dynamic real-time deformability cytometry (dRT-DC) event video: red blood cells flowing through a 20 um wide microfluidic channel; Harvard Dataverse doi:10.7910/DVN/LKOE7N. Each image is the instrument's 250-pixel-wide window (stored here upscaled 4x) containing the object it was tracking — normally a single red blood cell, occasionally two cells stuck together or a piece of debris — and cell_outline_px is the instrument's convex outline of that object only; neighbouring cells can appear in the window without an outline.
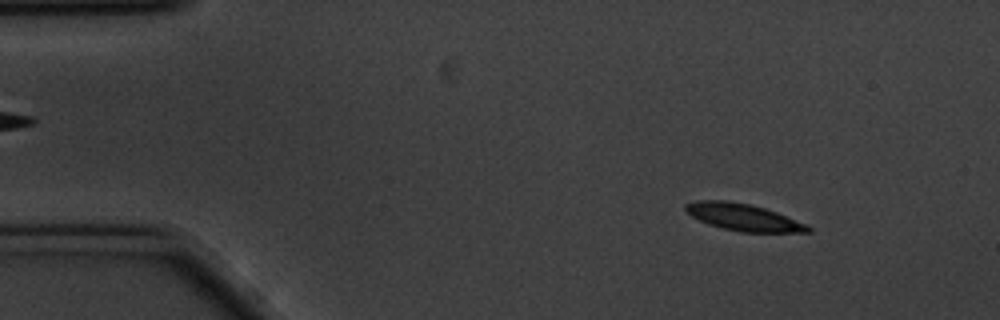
{"species": "common noctule bat (a hibernating species)", "species_latin": "Nyctalus noctula", "temperature_condition": "cold", "stored_images_in_passage": 58, "camera_frame_rate_fps": 3000, "um_per_image_px": 0.085, "animal": {"sex": "male", "body_mass_g": 20.1, "forearm_length_mm": 53.5}, "frame": {"image": 1, "passage_image": 7, "time_ms": 2.0, "image_size_px": [1000, 320], "cell_outline_px": [[812, 232], [740, 232], [708, 224], [692, 216], [684, 208], [684, 204], [696, 200], [728, 200], [752, 204], [776, 212], [808, 224], [812, 228]], "centroid_in_image_um": [63.2, 18.45], "position_along_channel_um": 21.8, "area_um2": 19.31}}
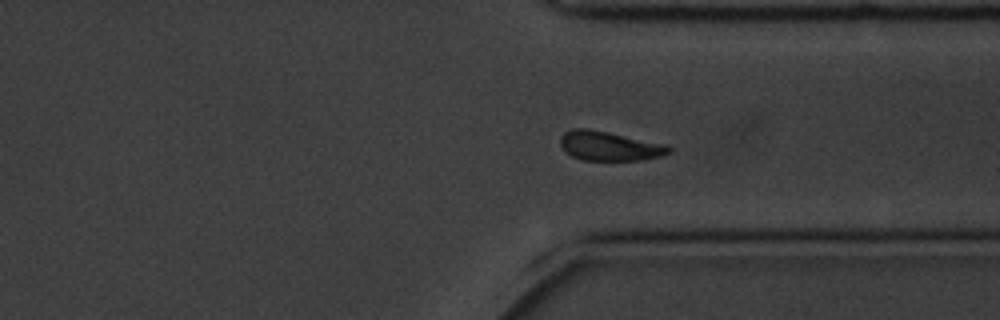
{"frame": {"image": 2, "passage_image": 43, "time_ms": 14.0, "image_size_px": [1000, 320], "cell_outline_px": [[672, 152], [660, 156], [640, 160], [584, 160], [572, 156], [560, 144], [560, 136], [564, 132], [572, 128], [588, 128], [668, 144], [672, 148]], "centroid_in_image_um": [51.83, 12.4], "position_along_channel_um": 359.6, "area_um2": 18.61}}
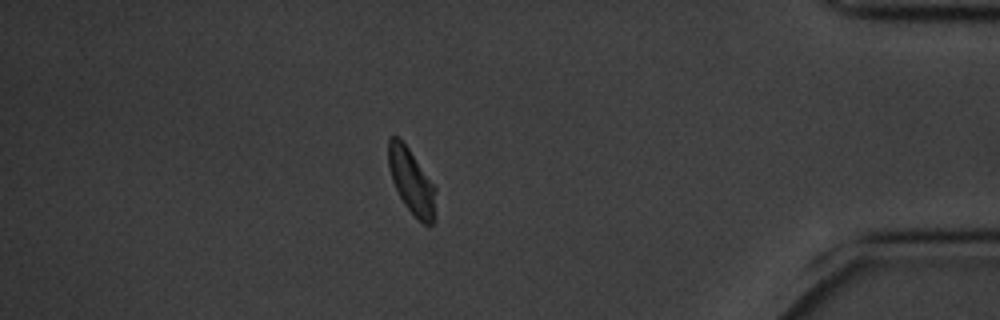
{"frame": {"image": 3, "passage_image": 50, "time_ms": 16.333, "image_size_px": [1000, 320], "cell_outline_px": [[436, 220], [428, 228], [404, 204], [392, 180], [388, 168], [388, 140], [392, 136], [396, 136], [408, 148], [436, 188]], "centroid_in_image_um": [35.01, 15.48], "position_along_channel_um": 400.2, "area_um2": 17.86}, "authors_computed_cell_mechanics": {"area_um2": 19.1896, "velocity_mm_per_s": 3.4374, "shape_relaxation_time_tau1_ms": 2.4411, "shape_relaxation_time_tau2_ms": null, "deformation_change_tau1": 0.1171, "deformation_change_tau2": null}}